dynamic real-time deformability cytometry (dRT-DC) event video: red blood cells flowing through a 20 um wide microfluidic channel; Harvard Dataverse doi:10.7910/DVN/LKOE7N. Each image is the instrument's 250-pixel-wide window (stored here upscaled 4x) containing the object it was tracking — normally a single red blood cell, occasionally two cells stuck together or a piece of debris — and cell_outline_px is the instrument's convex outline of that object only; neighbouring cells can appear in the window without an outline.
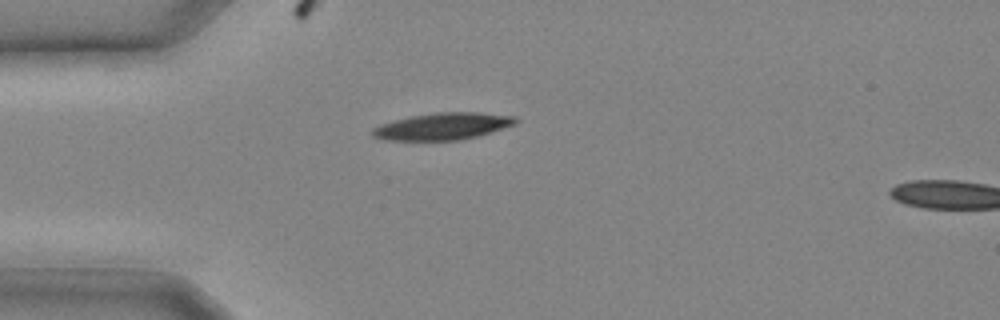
{"species": "common noctule bat (a hibernating species)", "species_latin": "Nyctalus noctula", "temperature_condition": "cold", "stored_images_in_passage": 10, "camera_frame_rate_fps": 3000, "um_per_image_px": 0.085, "animal": {"sex": "male", "body_mass_g": 20.4}, "frame": {"image": 1, "passage_image": 1, "time_ms": 0.0, "image_size_px": [1000, 320], "cell_outline_px": [[520, 120], [516, 124], [480, 136], [460, 140], [384, 140], [372, 136], [372, 128], [380, 124], [412, 116], [436, 112], [480, 112], [516, 116]], "centroid_in_image_um": [37.69, 10.73], "position_along_channel_um": 47.3, "area_um2": 22.66}}
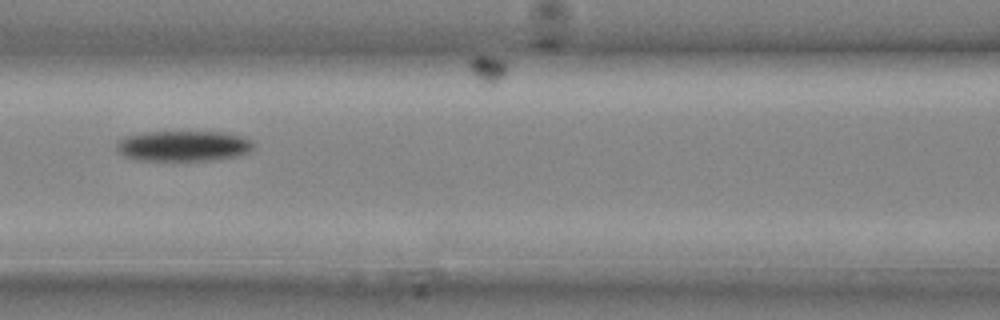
{"frame": {"image": 2, "passage_image": 6, "time_ms": 1.667, "image_size_px": [1000, 320], "cell_outline_px": [[252, 152], [236, 156], [216, 160], [136, 160], [124, 156], [116, 152], [116, 140], [124, 136], [148, 132], [220, 132], [244, 136], [252, 140]], "centroid_in_image_um": [15.56, 12.41], "position_along_channel_um": 151.0, "area_um2": 24.62}}
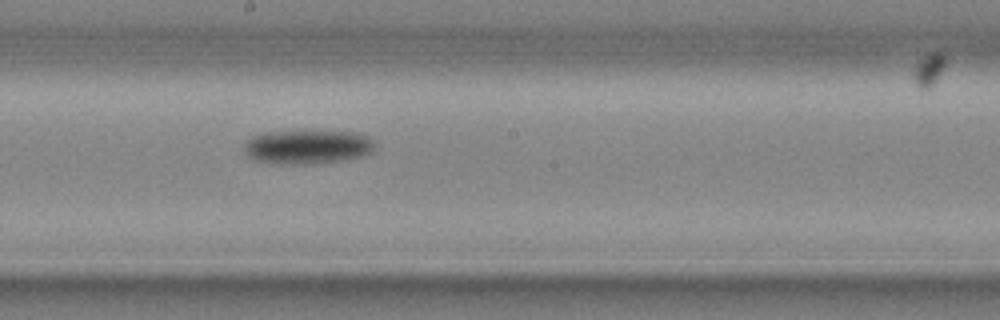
{"frame": {"image": 3, "passage_image": 9, "time_ms": 2.667, "image_size_px": [1000, 320], "cell_outline_px": [[376, 144], [372, 152], [364, 156], [344, 160], [316, 164], [268, 164], [252, 160], [244, 152], [244, 144], [252, 136], [268, 132], [360, 132], [368, 136]], "centroid_in_image_um": [26.14, 12.52], "position_along_channel_um": 222.1, "area_um2": 26.24}}